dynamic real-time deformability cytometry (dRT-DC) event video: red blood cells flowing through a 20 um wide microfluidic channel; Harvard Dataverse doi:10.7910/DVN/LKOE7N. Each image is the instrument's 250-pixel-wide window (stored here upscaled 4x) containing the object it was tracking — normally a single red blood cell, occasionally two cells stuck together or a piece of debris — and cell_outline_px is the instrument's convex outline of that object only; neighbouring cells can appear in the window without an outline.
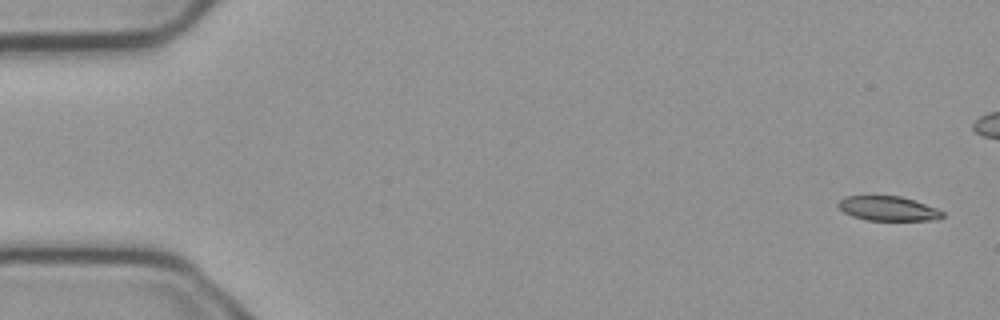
{"species": "common noctule bat (a hibernating species)", "species_latin": "Nyctalus noctula", "temperature_condition": "cold", "stored_images_in_passage": 4, "camera_frame_rate_fps": 3000, "um_per_image_px": 0.085, "animal": {"sex": "male", "body_mass_g": 23.1, "forearm_length_mm": 52.7}, "frame": {"image": 1, "passage_image": 1, "time_ms": 0.0, "image_size_px": [1000, 320], "cell_outline_px": [[944, 216], [936, 220], [868, 220], [852, 216], [844, 212], [836, 204], [844, 196], [900, 196], [936, 208], [944, 212]], "centroid_in_image_um": [75.47, 17.73], "position_along_channel_um": 9.5, "area_um2": 14.74}}